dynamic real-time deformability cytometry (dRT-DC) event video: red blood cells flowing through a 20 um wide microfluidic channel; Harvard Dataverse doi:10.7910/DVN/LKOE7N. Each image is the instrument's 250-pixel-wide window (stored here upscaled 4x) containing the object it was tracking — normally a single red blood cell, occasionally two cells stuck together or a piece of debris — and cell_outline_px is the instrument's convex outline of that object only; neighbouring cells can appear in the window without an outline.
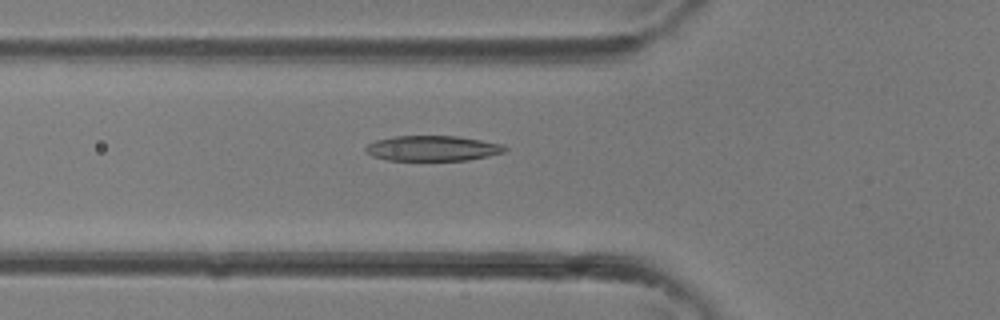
{"species": "common noctule bat (a hibernating species)", "species_latin": "Nyctalus noctula", "temperature_condition": "room temperature", "stored_images_in_passage": 27, "camera_frame_rate_fps": 3000, "um_per_image_px": 0.085, "animal": {"sex": "female"}, "frame": {"image": 1, "passage_image": 6, "time_ms": 1.667, "image_size_px": [1000, 320], "cell_outline_px": [[508, 148], [504, 152], [488, 156], [468, 160], [388, 160], [372, 156], [364, 148], [368, 144], [376, 140], [396, 136], [456, 136], [504, 144]], "centroid_in_image_um": [36.79, 12.6], "position_along_channel_um": 89.0, "area_um2": 20.4}}
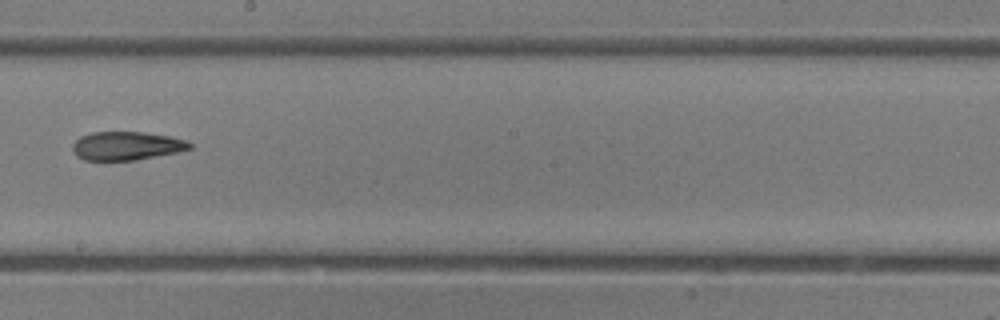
{"frame": {"image": 2, "passage_image": 14, "time_ms": 4.333, "image_size_px": [1000, 320], "cell_outline_px": [[192, 148], [176, 152], [136, 160], [84, 160], [76, 156], [72, 152], [72, 144], [80, 136], [92, 132], [144, 132], [168, 136], [184, 140], [192, 144]], "centroid_in_image_um": [10.7, 12.4], "position_along_channel_um": 237.5, "area_um2": 19.42}}
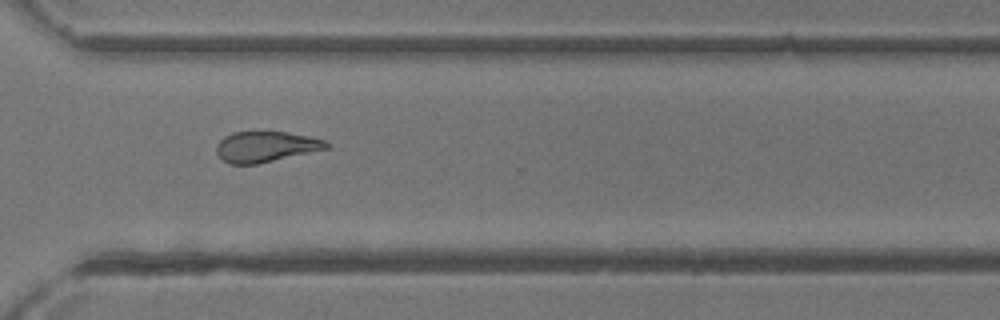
{"frame": {"image": 3, "passage_image": 20, "time_ms": 6.333, "image_size_px": [1000, 320], "cell_outline_px": [[332, 144], [328, 148], [256, 164], [228, 164], [216, 152], [216, 144], [224, 136], [232, 132], [288, 132], [308, 136], [324, 140]], "centroid_in_image_um": [22.57, 12.46], "position_along_channel_um": 348.0, "area_um2": 19.48}}